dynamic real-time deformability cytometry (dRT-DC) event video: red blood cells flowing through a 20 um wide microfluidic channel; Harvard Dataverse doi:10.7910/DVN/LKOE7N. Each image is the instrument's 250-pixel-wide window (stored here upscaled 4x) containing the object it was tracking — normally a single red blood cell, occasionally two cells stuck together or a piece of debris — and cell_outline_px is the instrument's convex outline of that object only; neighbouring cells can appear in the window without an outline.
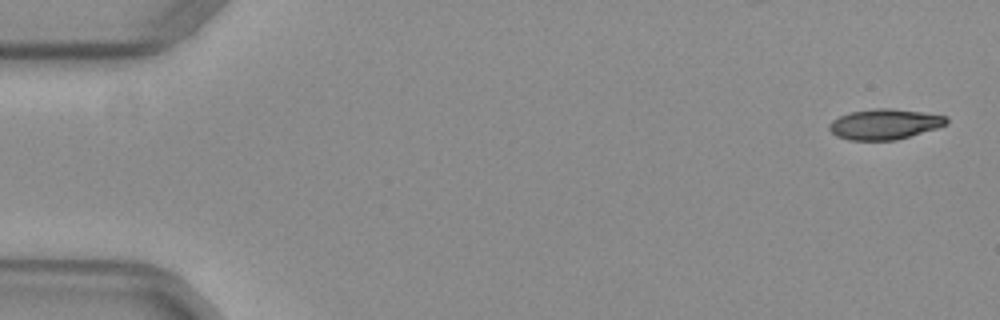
{"species": "common noctule bat (a hibernating species)", "species_latin": "Nyctalus noctula", "temperature_condition": "warm", "stored_images_in_passage": 15, "camera_frame_rate_fps": 3000, "um_per_image_px": 0.085, "animal": {"sex": "female", "body_mass_g": 29.2, "forearm_length_mm": 56.3}, "frame": {"image": 1, "passage_image": 1, "time_ms": 0.0, "image_size_px": [1000, 320], "cell_outline_px": [[948, 124], [936, 128], [896, 140], [848, 140], [836, 136], [828, 128], [828, 124], [832, 120], [840, 116], [852, 112], [876, 108], [888, 108], [920, 112], [948, 116]], "centroid_in_image_um": [75.18, 10.56], "position_along_channel_um": 9.8, "area_um2": 20.63}}
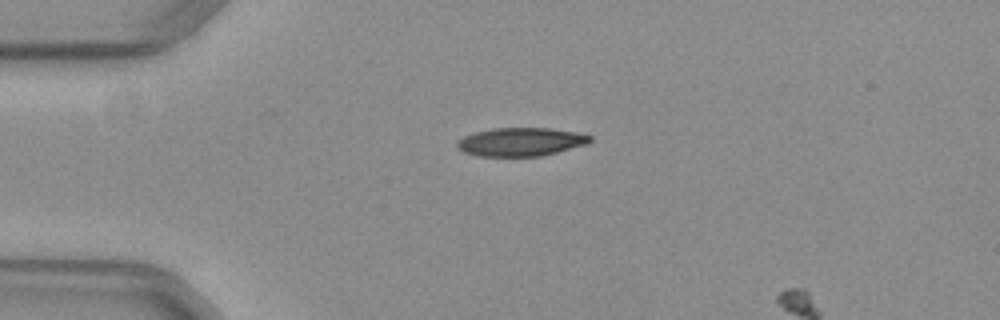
{"frame": {"image": 2, "passage_image": 12, "time_ms": 3.667, "image_size_px": [1000, 320], "cell_outline_px": [[592, 140], [588, 144], [540, 156], [476, 156], [464, 152], [456, 148], [456, 144], [464, 136], [476, 132], [496, 128], [548, 128], [576, 132], [592, 136]], "centroid_in_image_um": [44.27, 12.06], "position_along_channel_um": 40.7, "area_um2": 21.91}}